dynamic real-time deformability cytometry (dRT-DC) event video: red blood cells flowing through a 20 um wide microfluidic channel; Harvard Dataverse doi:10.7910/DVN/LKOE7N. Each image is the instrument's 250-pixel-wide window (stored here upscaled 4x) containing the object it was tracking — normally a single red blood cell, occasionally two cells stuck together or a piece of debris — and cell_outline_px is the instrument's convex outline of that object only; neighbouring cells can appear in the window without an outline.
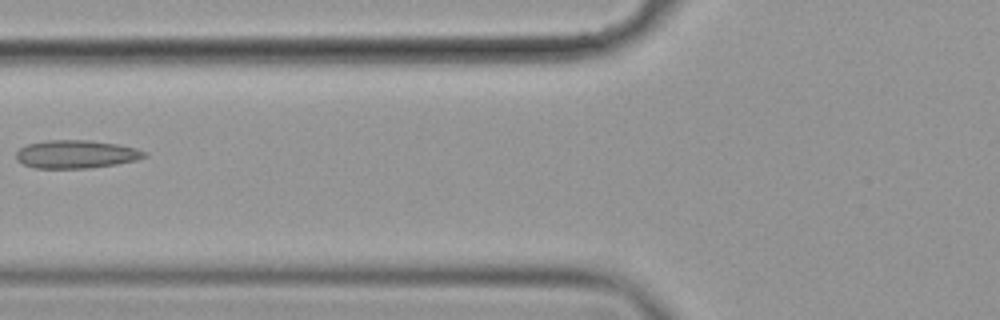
{"species": "common noctule bat (a hibernating species)", "species_latin": "Nyctalus noctula", "temperature_condition": "cold", "stored_images_in_passage": 8, "camera_frame_rate_fps": 3000, "um_per_image_px": 0.085, "animal": {"sex": "female", "body_mass_g": 19.9}, "frame": {"image": 1, "passage_image": 7, "time_ms": 2.0, "image_size_px": [1000, 320], "cell_outline_px": [[148, 156], [136, 160], [116, 164], [88, 168], [36, 168], [24, 164], [16, 160], [16, 152], [20, 148], [28, 144], [48, 140], [88, 140], [116, 144], [136, 148], [144, 152]], "centroid_in_image_um": [6.45, 13.11], "position_along_channel_um": 119.3, "area_um2": 20.87}}
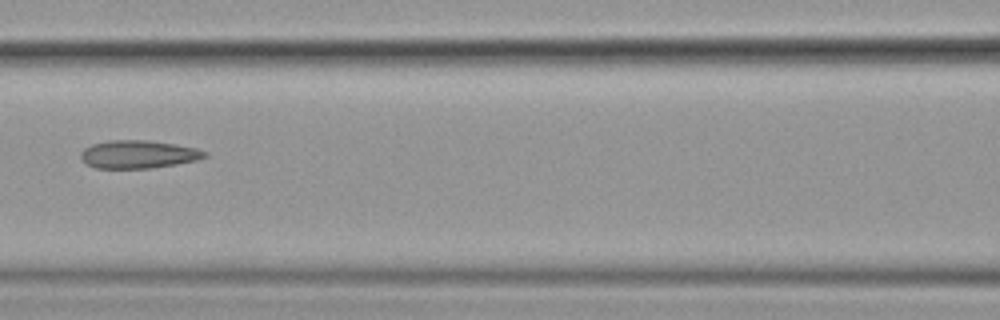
{"frame": {"image": 2, "passage_image": 8, "time_ms": 2.333, "image_size_px": [1000, 320], "cell_outline_px": [[208, 156], [196, 160], [176, 164], [148, 168], [96, 168], [88, 164], [80, 156], [80, 152], [84, 148], [92, 144], [108, 140], [148, 140], [196, 148], [208, 152]], "centroid_in_image_um": [11.75, 13.11], "position_along_channel_um": 154.8, "area_um2": 20.06}}